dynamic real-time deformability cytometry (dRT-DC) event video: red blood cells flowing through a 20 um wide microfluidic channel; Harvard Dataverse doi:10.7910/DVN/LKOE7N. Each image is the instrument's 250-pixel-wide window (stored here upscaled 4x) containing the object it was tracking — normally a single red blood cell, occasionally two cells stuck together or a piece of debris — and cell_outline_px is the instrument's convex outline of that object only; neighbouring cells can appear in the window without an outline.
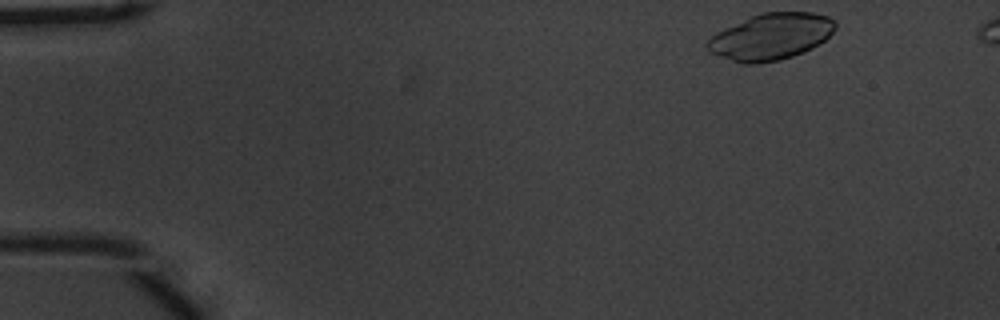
{"species": "common noctule bat (a hibernating species)", "species_latin": "Nyctalus noctula", "temperature_condition": "warm", "stored_images_in_passage": 48, "camera_frame_rate_fps": 3000, "um_per_image_px": 0.085, "animal": {"sex": "male", "body_mass_g": 20.1, "forearm_length_mm": 53.5}, "frame": {"image": 1, "passage_image": 1, "time_ms": 0.0, "image_size_px": [1000, 320], "cell_outline_px": [[836, 28], [824, 40], [812, 48], [792, 56], [780, 60], [756, 64], [744, 64], [708, 52], [704, 48], [704, 44], [716, 32], [760, 12], [812, 12], [828, 16], [836, 20]], "centroid_in_image_um": [65.51, 3.11], "position_along_channel_um": 19.5, "area_um2": 34.68}}